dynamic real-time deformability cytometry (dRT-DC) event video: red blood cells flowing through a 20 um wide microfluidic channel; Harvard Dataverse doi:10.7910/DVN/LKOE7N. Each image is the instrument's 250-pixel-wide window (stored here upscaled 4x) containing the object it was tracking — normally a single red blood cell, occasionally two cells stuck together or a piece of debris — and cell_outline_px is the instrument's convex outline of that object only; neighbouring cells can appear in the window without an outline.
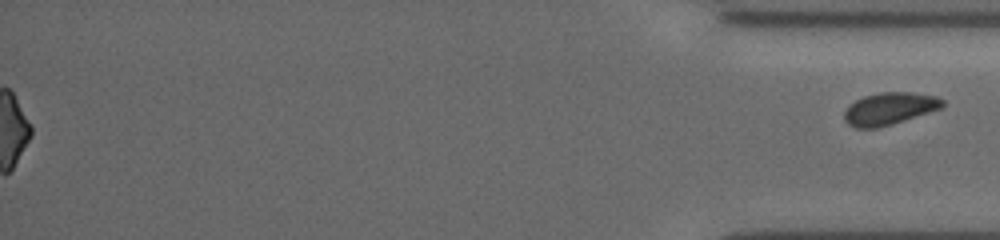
{"species": "common noctule bat (a hibernating species)", "species_latin": "Nyctalus noctula", "temperature_condition": "cold", "stored_images_in_passage": 56, "segment_of_instrument_passage": [2, 2], "camera_frame_rate_fps": 3000, "um_per_image_px": 0.085, "animal": {"sex": "female", "body_mass_g": 19.5, "forearm_length_mm": 54.1}, "frame": {"image": 1, "passage_image": 56, "time_ms": 18.333, "image_size_px": [1000, 240], "cell_outline_px": [[944, 104], [940, 108], [892, 124], [876, 128], [856, 128], [848, 124], [844, 120], [844, 108], [848, 104], [864, 96], [880, 92], [908, 92], [936, 96], [944, 100]], "centroid_in_image_um": [75.54, 9.23], "position_along_channel_um": 359.7, "area_um2": 18.38}}